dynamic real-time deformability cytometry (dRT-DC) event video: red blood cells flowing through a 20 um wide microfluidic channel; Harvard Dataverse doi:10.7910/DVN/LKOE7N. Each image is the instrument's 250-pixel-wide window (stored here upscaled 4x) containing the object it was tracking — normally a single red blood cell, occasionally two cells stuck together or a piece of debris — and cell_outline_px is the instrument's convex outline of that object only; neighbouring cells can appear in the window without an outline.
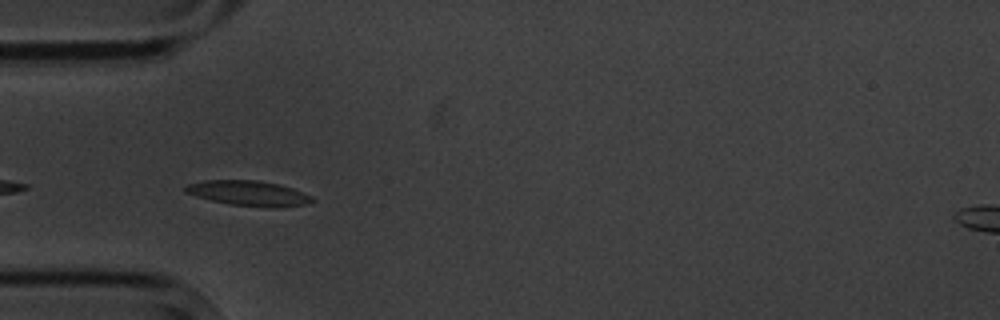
{"species": "common noctule bat (a hibernating species)", "species_latin": "Nyctalus noctula", "temperature_condition": "cold", "stored_images_in_passage": 4, "camera_frame_rate_fps": 3000, "um_per_image_px": 0.085, "animal": {"sex": "male", "body_mass_g": 20.1, "forearm_length_mm": 53.5}, "frame": {"image": 1, "passage_image": 3, "time_ms": 2.333, "image_size_px": [1000, 320], "cell_outline_px": [[316, 200], [304, 204], [276, 208], [272, 208], [228, 204], [196, 196], [184, 192], [184, 188], [188, 184], [204, 180], [256, 180], [280, 184], [292, 188], [312, 196]], "centroid_in_image_um": [21.14, 16.42], "position_along_channel_um": 63.9, "area_um2": 18.55}}
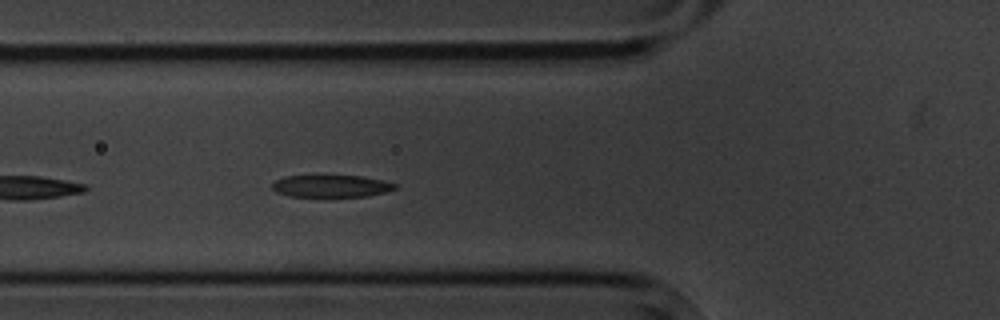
{"frame": {"image": 2, "passage_image": 4, "time_ms": 3.333, "image_size_px": [1000, 320], "cell_outline_px": [[396, 188], [384, 192], [368, 196], [288, 196], [276, 192], [272, 188], [272, 184], [276, 180], [284, 176], [320, 172], [360, 176], [380, 180], [396, 184]], "centroid_in_image_um": [28.05, 15.75], "position_along_channel_um": 97.7, "area_um2": 16.65}}